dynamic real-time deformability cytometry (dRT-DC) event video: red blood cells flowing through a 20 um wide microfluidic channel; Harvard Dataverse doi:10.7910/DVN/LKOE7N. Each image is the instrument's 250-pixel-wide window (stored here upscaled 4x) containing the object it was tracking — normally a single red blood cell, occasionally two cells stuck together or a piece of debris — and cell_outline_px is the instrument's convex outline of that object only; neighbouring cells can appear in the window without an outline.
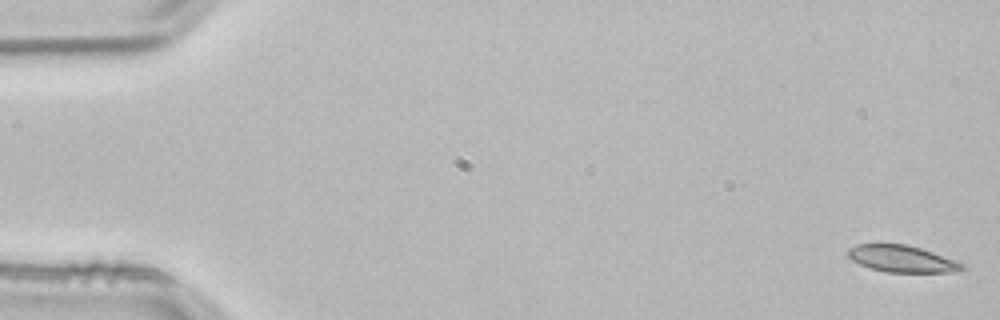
{"species": "common noctule bat (a hibernating species)", "species_latin": "Nyctalus noctula", "temperature_condition": "room temperature", "stored_images_in_passage": 4, "camera_frame_rate_fps": 3000, "um_per_image_px": 0.085, "animal": {"sex": "male", "body_mass_g": 21.5, "forearm_length_mm": 52.0}, "frame": {"image": 1, "passage_image": 1, "time_ms": 0.0, "image_size_px": [1000, 320], "cell_outline_px": [[968, 268], [956, 272], [884, 272], [860, 264], [852, 260], [848, 256], [848, 248], [856, 244], [908, 244], [932, 252], [964, 264]], "centroid_in_image_um": [76.67, 22.0], "position_along_channel_um": 8.3, "area_um2": 17.74}}
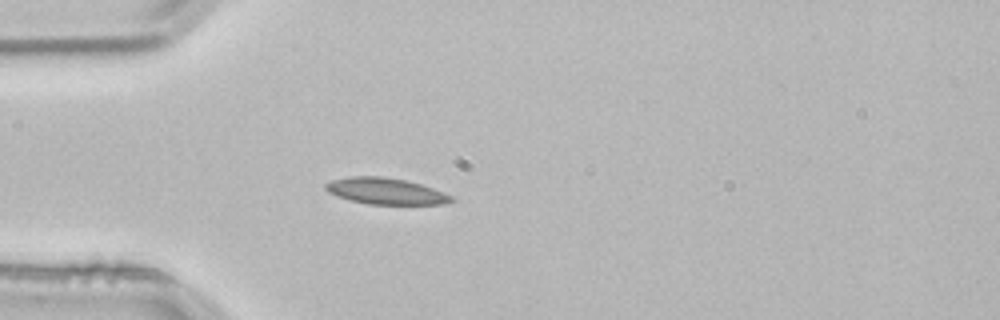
{"frame": {"image": 2, "passage_image": 4, "time_ms": 1.0, "image_size_px": [1000, 320], "cell_outline_px": [[456, 200], [440, 204], [368, 204], [352, 200], [328, 192], [324, 188], [324, 184], [332, 180], [348, 176], [384, 176], [404, 180], [420, 184], [444, 192], [452, 196]], "centroid_in_image_um": [32.78, 16.23], "position_along_channel_um": 52.2, "area_um2": 19.13}}